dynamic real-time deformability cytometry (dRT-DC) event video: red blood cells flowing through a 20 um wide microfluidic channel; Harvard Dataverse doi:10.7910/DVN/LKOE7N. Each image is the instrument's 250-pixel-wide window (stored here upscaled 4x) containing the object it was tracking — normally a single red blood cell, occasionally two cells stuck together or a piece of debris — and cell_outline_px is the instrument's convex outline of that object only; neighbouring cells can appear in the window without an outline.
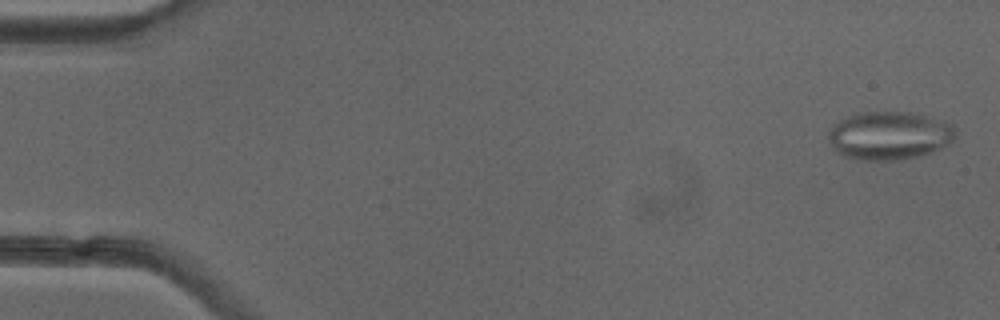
{"species": "common noctule bat (a hibernating species)", "species_latin": "Nyctalus noctula", "temperature_condition": "cold", "stored_images_in_passage": 51, "segment_of_instrument_passage": [1, 2], "camera_frame_rate_fps": 3000, "um_per_image_px": 0.085, "animal": {"sex": "female"}, "frame": {"image": 1, "passage_image": 2, "time_ms": 0.333, "image_size_px": [1000, 320], "cell_outline_px": [[956, 136], [948, 144], [940, 148], [920, 156], [896, 160], [864, 160], [844, 156], [832, 148], [828, 140], [828, 132], [840, 120], [856, 112], [912, 112], [944, 120], [952, 124]], "centroid_in_image_um": [75.59, 11.51], "position_along_channel_um": 9.4, "area_um2": 35.78}}